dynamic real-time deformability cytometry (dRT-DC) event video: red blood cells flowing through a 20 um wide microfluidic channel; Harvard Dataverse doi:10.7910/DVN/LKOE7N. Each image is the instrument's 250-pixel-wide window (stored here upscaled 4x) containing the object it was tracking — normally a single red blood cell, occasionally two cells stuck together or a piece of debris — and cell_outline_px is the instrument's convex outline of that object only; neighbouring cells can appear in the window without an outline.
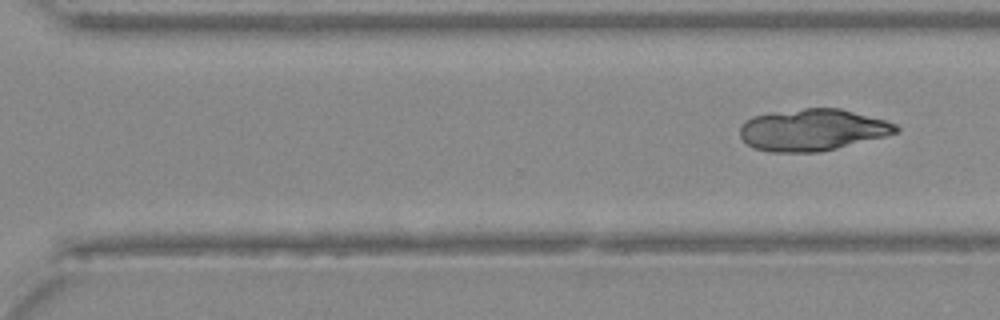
{"species": "Egyptian fruit bat (a non-hibernating species)", "species_latin": "Rousettus aegyptiacus", "temperature_condition": "warm", "stored_images_in_passage": 21, "camera_frame_rate_fps": 3000, "um_per_image_px": 0.085, "animal": {"sex": "female"}, "frame": {"image": 1, "passage_image": 21, "time_ms": 6.667, "image_size_px": [1000, 320], "cell_outline_px": [[900, 132], [820, 152], [768, 152], [752, 148], [740, 136], [740, 128], [744, 120], [752, 116], [768, 112], [804, 108], [840, 108], [884, 120], [896, 124], [900, 128]], "centroid_in_image_um": [69.01, 11.03], "position_along_channel_um": 301.6, "area_um2": 38.09}}